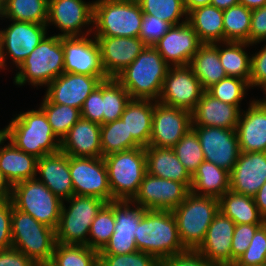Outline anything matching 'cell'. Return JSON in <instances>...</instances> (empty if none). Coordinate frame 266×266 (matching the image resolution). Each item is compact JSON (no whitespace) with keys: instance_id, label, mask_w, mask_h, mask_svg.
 Segmentation results:
<instances>
[{"instance_id":"cell-53","label":"cell","mask_w":266,"mask_h":266,"mask_svg":"<svg viewBox=\"0 0 266 266\" xmlns=\"http://www.w3.org/2000/svg\"><path fill=\"white\" fill-rule=\"evenodd\" d=\"M159 266H215L197 250H186L159 261Z\"/></svg>"},{"instance_id":"cell-16","label":"cell","mask_w":266,"mask_h":266,"mask_svg":"<svg viewBox=\"0 0 266 266\" xmlns=\"http://www.w3.org/2000/svg\"><path fill=\"white\" fill-rule=\"evenodd\" d=\"M64 73L108 77L103 69L101 50L93 34L62 37Z\"/></svg>"},{"instance_id":"cell-64","label":"cell","mask_w":266,"mask_h":266,"mask_svg":"<svg viewBox=\"0 0 266 266\" xmlns=\"http://www.w3.org/2000/svg\"><path fill=\"white\" fill-rule=\"evenodd\" d=\"M35 266H56L51 260L36 263Z\"/></svg>"},{"instance_id":"cell-47","label":"cell","mask_w":266,"mask_h":266,"mask_svg":"<svg viewBox=\"0 0 266 266\" xmlns=\"http://www.w3.org/2000/svg\"><path fill=\"white\" fill-rule=\"evenodd\" d=\"M266 263V222L260 226L246 251L233 266H257Z\"/></svg>"},{"instance_id":"cell-2","label":"cell","mask_w":266,"mask_h":266,"mask_svg":"<svg viewBox=\"0 0 266 266\" xmlns=\"http://www.w3.org/2000/svg\"><path fill=\"white\" fill-rule=\"evenodd\" d=\"M63 57L62 37L48 33L13 72V84L19 88L26 84L34 89L45 88L64 73Z\"/></svg>"},{"instance_id":"cell-34","label":"cell","mask_w":266,"mask_h":266,"mask_svg":"<svg viewBox=\"0 0 266 266\" xmlns=\"http://www.w3.org/2000/svg\"><path fill=\"white\" fill-rule=\"evenodd\" d=\"M227 76L238 77L249 83L251 74V50L254 46L245 42L212 43ZM249 52H248V51Z\"/></svg>"},{"instance_id":"cell-31","label":"cell","mask_w":266,"mask_h":266,"mask_svg":"<svg viewBox=\"0 0 266 266\" xmlns=\"http://www.w3.org/2000/svg\"><path fill=\"white\" fill-rule=\"evenodd\" d=\"M153 112L154 100L131 99L121 115L128 128V135H132V138L144 148L149 146Z\"/></svg>"},{"instance_id":"cell-33","label":"cell","mask_w":266,"mask_h":266,"mask_svg":"<svg viewBox=\"0 0 266 266\" xmlns=\"http://www.w3.org/2000/svg\"><path fill=\"white\" fill-rule=\"evenodd\" d=\"M187 22L203 43L224 42L223 10L215 6H201L187 14Z\"/></svg>"},{"instance_id":"cell-35","label":"cell","mask_w":266,"mask_h":266,"mask_svg":"<svg viewBox=\"0 0 266 266\" xmlns=\"http://www.w3.org/2000/svg\"><path fill=\"white\" fill-rule=\"evenodd\" d=\"M190 66L204 91L227 77L219 59L218 49L212 43L202 44L199 47Z\"/></svg>"},{"instance_id":"cell-23","label":"cell","mask_w":266,"mask_h":266,"mask_svg":"<svg viewBox=\"0 0 266 266\" xmlns=\"http://www.w3.org/2000/svg\"><path fill=\"white\" fill-rule=\"evenodd\" d=\"M266 182V152H240L230 172V190L254 197Z\"/></svg>"},{"instance_id":"cell-44","label":"cell","mask_w":266,"mask_h":266,"mask_svg":"<svg viewBox=\"0 0 266 266\" xmlns=\"http://www.w3.org/2000/svg\"><path fill=\"white\" fill-rule=\"evenodd\" d=\"M143 14H150L157 18L178 25L187 21V12L183 0H137Z\"/></svg>"},{"instance_id":"cell-11","label":"cell","mask_w":266,"mask_h":266,"mask_svg":"<svg viewBox=\"0 0 266 266\" xmlns=\"http://www.w3.org/2000/svg\"><path fill=\"white\" fill-rule=\"evenodd\" d=\"M10 200L16 209L31 215L37 221L55 230L57 229L63 201L37 178L13 185Z\"/></svg>"},{"instance_id":"cell-9","label":"cell","mask_w":266,"mask_h":266,"mask_svg":"<svg viewBox=\"0 0 266 266\" xmlns=\"http://www.w3.org/2000/svg\"><path fill=\"white\" fill-rule=\"evenodd\" d=\"M1 21L7 22L5 25L8 26L4 25V28H0V72L6 70L5 74L7 71L13 73V70H16L42 39L51 32L46 24Z\"/></svg>"},{"instance_id":"cell-43","label":"cell","mask_w":266,"mask_h":266,"mask_svg":"<svg viewBox=\"0 0 266 266\" xmlns=\"http://www.w3.org/2000/svg\"><path fill=\"white\" fill-rule=\"evenodd\" d=\"M99 252L85 245L55 244L51 261L56 266H92Z\"/></svg>"},{"instance_id":"cell-55","label":"cell","mask_w":266,"mask_h":266,"mask_svg":"<svg viewBox=\"0 0 266 266\" xmlns=\"http://www.w3.org/2000/svg\"><path fill=\"white\" fill-rule=\"evenodd\" d=\"M266 41V5L252 9L249 44Z\"/></svg>"},{"instance_id":"cell-46","label":"cell","mask_w":266,"mask_h":266,"mask_svg":"<svg viewBox=\"0 0 266 266\" xmlns=\"http://www.w3.org/2000/svg\"><path fill=\"white\" fill-rule=\"evenodd\" d=\"M113 209L106 203L91 223L88 246L100 252L108 243L115 230Z\"/></svg>"},{"instance_id":"cell-56","label":"cell","mask_w":266,"mask_h":266,"mask_svg":"<svg viewBox=\"0 0 266 266\" xmlns=\"http://www.w3.org/2000/svg\"><path fill=\"white\" fill-rule=\"evenodd\" d=\"M36 263L17 249L0 251V266H35Z\"/></svg>"},{"instance_id":"cell-26","label":"cell","mask_w":266,"mask_h":266,"mask_svg":"<svg viewBox=\"0 0 266 266\" xmlns=\"http://www.w3.org/2000/svg\"><path fill=\"white\" fill-rule=\"evenodd\" d=\"M36 178L62 201L74 195L69 170V155L62 151L38 159Z\"/></svg>"},{"instance_id":"cell-25","label":"cell","mask_w":266,"mask_h":266,"mask_svg":"<svg viewBox=\"0 0 266 266\" xmlns=\"http://www.w3.org/2000/svg\"><path fill=\"white\" fill-rule=\"evenodd\" d=\"M246 107L236 126L240 152H266V109L255 97Z\"/></svg>"},{"instance_id":"cell-18","label":"cell","mask_w":266,"mask_h":266,"mask_svg":"<svg viewBox=\"0 0 266 266\" xmlns=\"http://www.w3.org/2000/svg\"><path fill=\"white\" fill-rule=\"evenodd\" d=\"M191 128L199 138L205 161L231 172L240 154L236 129L205 126Z\"/></svg>"},{"instance_id":"cell-10","label":"cell","mask_w":266,"mask_h":266,"mask_svg":"<svg viewBox=\"0 0 266 266\" xmlns=\"http://www.w3.org/2000/svg\"><path fill=\"white\" fill-rule=\"evenodd\" d=\"M12 247L35 263L52 259L56 244L55 229L12 207Z\"/></svg>"},{"instance_id":"cell-37","label":"cell","mask_w":266,"mask_h":266,"mask_svg":"<svg viewBox=\"0 0 266 266\" xmlns=\"http://www.w3.org/2000/svg\"><path fill=\"white\" fill-rule=\"evenodd\" d=\"M48 7L49 0H5L0 5V20L47 24Z\"/></svg>"},{"instance_id":"cell-50","label":"cell","mask_w":266,"mask_h":266,"mask_svg":"<svg viewBox=\"0 0 266 266\" xmlns=\"http://www.w3.org/2000/svg\"><path fill=\"white\" fill-rule=\"evenodd\" d=\"M172 26L171 23L165 22L156 16L143 14L139 38L147 46H153Z\"/></svg>"},{"instance_id":"cell-8","label":"cell","mask_w":266,"mask_h":266,"mask_svg":"<svg viewBox=\"0 0 266 266\" xmlns=\"http://www.w3.org/2000/svg\"><path fill=\"white\" fill-rule=\"evenodd\" d=\"M107 202L91 196L73 195L62 202L56 242L88 246L91 223Z\"/></svg>"},{"instance_id":"cell-20","label":"cell","mask_w":266,"mask_h":266,"mask_svg":"<svg viewBox=\"0 0 266 266\" xmlns=\"http://www.w3.org/2000/svg\"><path fill=\"white\" fill-rule=\"evenodd\" d=\"M109 77H95L84 74L63 73L44 89V96L52 103L82 108L91 92Z\"/></svg>"},{"instance_id":"cell-61","label":"cell","mask_w":266,"mask_h":266,"mask_svg":"<svg viewBox=\"0 0 266 266\" xmlns=\"http://www.w3.org/2000/svg\"><path fill=\"white\" fill-rule=\"evenodd\" d=\"M238 2L251 10L266 5V0H238Z\"/></svg>"},{"instance_id":"cell-28","label":"cell","mask_w":266,"mask_h":266,"mask_svg":"<svg viewBox=\"0 0 266 266\" xmlns=\"http://www.w3.org/2000/svg\"><path fill=\"white\" fill-rule=\"evenodd\" d=\"M240 113L241 110L236 105L215 99L204 91L191 112L192 126L236 129Z\"/></svg>"},{"instance_id":"cell-21","label":"cell","mask_w":266,"mask_h":266,"mask_svg":"<svg viewBox=\"0 0 266 266\" xmlns=\"http://www.w3.org/2000/svg\"><path fill=\"white\" fill-rule=\"evenodd\" d=\"M203 43L193 27L186 21L173 25L153 47L169 66L190 65Z\"/></svg>"},{"instance_id":"cell-40","label":"cell","mask_w":266,"mask_h":266,"mask_svg":"<svg viewBox=\"0 0 266 266\" xmlns=\"http://www.w3.org/2000/svg\"><path fill=\"white\" fill-rule=\"evenodd\" d=\"M42 97L38 106L44 111L53 133L61 141L81 118V111L69 105L52 103L45 96Z\"/></svg>"},{"instance_id":"cell-58","label":"cell","mask_w":266,"mask_h":266,"mask_svg":"<svg viewBox=\"0 0 266 266\" xmlns=\"http://www.w3.org/2000/svg\"><path fill=\"white\" fill-rule=\"evenodd\" d=\"M12 186L9 184L2 171L0 170V202L11 198Z\"/></svg>"},{"instance_id":"cell-6","label":"cell","mask_w":266,"mask_h":266,"mask_svg":"<svg viewBox=\"0 0 266 266\" xmlns=\"http://www.w3.org/2000/svg\"><path fill=\"white\" fill-rule=\"evenodd\" d=\"M219 212V199L189 193L172 213L176 219L180 241L186 250H197L207 229Z\"/></svg>"},{"instance_id":"cell-45","label":"cell","mask_w":266,"mask_h":266,"mask_svg":"<svg viewBox=\"0 0 266 266\" xmlns=\"http://www.w3.org/2000/svg\"><path fill=\"white\" fill-rule=\"evenodd\" d=\"M172 149L191 176L205 160L199 138L192 128L188 130Z\"/></svg>"},{"instance_id":"cell-22","label":"cell","mask_w":266,"mask_h":266,"mask_svg":"<svg viewBox=\"0 0 266 266\" xmlns=\"http://www.w3.org/2000/svg\"><path fill=\"white\" fill-rule=\"evenodd\" d=\"M235 226L232 219L219 211L197 251L215 266H232L231 242Z\"/></svg>"},{"instance_id":"cell-7","label":"cell","mask_w":266,"mask_h":266,"mask_svg":"<svg viewBox=\"0 0 266 266\" xmlns=\"http://www.w3.org/2000/svg\"><path fill=\"white\" fill-rule=\"evenodd\" d=\"M103 159L108 171L112 201L132 200L147 173L145 148L111 153Z\"/></svg>"},{"instance_id":"cell-65","label":"cell","mask_w":266,"mask_h":266,"mask_svg":"<svg viewBox=\"0 0 266 266\" xmlns=\"http://www.w3.org/2000/svg\"><path fill=\"white\" fill-rule=\"evenodd\" d=\"M92 266H106L103 261L98 258Z\"/></svg>"},{"instance_id":"cell-29","label":"cell","mask_w":266,"mask_h":266,"mask_svg":"<svg viewBox=\"0 0 266 266\" xmlns=\"http://www.w3.org/2000/svg\"><path fill=\"white\" fill-rule=\"evenodd\" d=\"M145 153L147 173L159 178L182 182L190 189L192 176L178 160L172 148L147 146Z\"/></svg>"},{"instance_id":"cell-39","label":"cell","mask_w":266,"mask_h":266,"mask_svg":"<svg viewBox=\"0 0 266 266\" xmlns=\"http://www.w3.org/2000/svg\"><path fill=\"white\" fill-rule=\"evenodd\" d=\"M100 139L102 157L111 153L141 147L132 138V135H128L126 123L121 118L106 124H101Z\"/></svg>"},{"instance_id":"cell-38","label":"cell","mask_w":266,"mask_h":266,"mask_svg":"<svg viewBox=\"0 0 266 266\" xmlns=\"http://www.w3.org/2000/svg\"><path fill=\"white\" fill-rule=\"evenodd\" d=\"M251 13L241 4L223 10L224 42L249 43Z\"/></svg>"},{"instance_id":"cell-27","label":"cell","mask_w":266,"mask_h":266,"mask_svg":"<svg viewBox=\"0 0 266 266\" xmlns=\"http://www.w3.org/2000/svg\"><path fill=\"white\" fill-rule=\"evenodd\" d=\"M101 125L81 117L60 141V151L73 157H102Z\"/></svg>"},{"instance_id":"cell-66","label":"cell","mask_w":266,"mask_h":266,"mask_svg":"<svg viewBox=\"0 0 266 266\" xmlns=\"http://www.w3.org/2000/svg\"><path fill=\"white\" fill-rule=\"evenodd\" d=\"M257 266H266V263H263V264H261V265H257Z\"/></svg>"},{"instance_id":"cell-15","label":"cell","mask_w":266,"mask_h":266,"mask_svg":"<svg viewBox=\"0 0 266 266\" xmlns=\"http://www.w3.org/2000/svg\"><path fill=\"white\" fill-rule=\"evenodd\" d=\"M114 212L115 230L99 254H129L138 251L135 243L137 225L146 209L131 200H114L107 203Z\"/></svg>"},{"instance_id":"cell-41","label":"cell","mask_w":266,"mask_h":266,"mask_svg":"<svg viewBox=\"0 0 266 266\" xmlns=\"http://www.w3.org/2000/svg\"><path fill=\"white\" fill-rule=\"evenodd\" d=\"M131 99L127 90L115 78L104 80L103 124L120 119Z\"/></svg>"},{"instance_id":"cell-60","label":"cell","mask_w":266,"mask_h":266,"mask_svg":"<svg viewBox=\"0 0 266 266\" xmlns=\"http://www.w3.org/2000/svg\"><path fill=\"white\" fill-rule=\"evenodd\" d=\"M238 4H239L238 0H211L210 5L215 6L218 9L225 10V9H228L229 7H232Z\"/></svg>"},{"instance_id":"cell-17","label":"cell","mask_w":266,"mask_h":266,"mask_svg":"<svg viewBox=\"0 0 266 266\" xmlns=\"http://www.w3.org/2000/svg\"><path fill=\"white\" fill-rule=\"evenodd\" d=\"M190 193L182 182L146 173L137 194L131 200L146 210H174Z\"/></svg>"},{"instance_id":"cell-13","label":"cell","mask_w":266,"mask_h":266,"mask_svg":"<svg viewBox=\"0 0 266 266\" xmlns=\"http://www.w3.org/2000/svg\"><path fill=\"white\" fill-rule=\"evenodd\" d=\"M69 170L74 195H83L112 201L108 171L103 157L69 156Z\"/></svg>"},{"instance_id":"cell-52","label":"cell","mask_w":266,"mask_h":266,"mask_svg":"<svg viewBox=\"0 0 266 266\" xmlns=\"http://www.w3.org/2000/svg\"><path fill=\"white\" fill-rule=\"evenodd\" d=\"M80 111L81 117L103 124V81L86 98Z\"/></svg>"},{"instance_id":"cell-62","label":"cell","mask_w":266,"mask_h":266,"mask_svg":"<svg viewBox=\"0 0 266 266\" xmlns=\"http://www.w3.org/2000/svg\"><path fill=\"white\" fill-rule=\"evenodd\" d=\"M8 141V124L0 128V149Z\"/></svg>"},{"instance_id":"cell-49","label":"cell","mask_w":266,"mask_h":266,"mask_svg":"<svg viewBox=\"0 0 266 266\" xmlns=\"http://www.w3.org/2000/svg\"><path fill=\"white\" fill-rule=\"evenodd\" d=\"M263 43V45L261 44ZM260 44V45H259ZM257 47L260 48L256 50ZM259 45V46H258ZM256 51L251 53V74L249 86L251 89L266 88V41L253 44Z\"/></svg>"},{"instance_id":"cell-19","label":"cell","mask_w":266,"mask_h":266,"mask_svg":"<svg viewBox=\"0 0 266 266\" xmlns=\"http://www.w3.org/2000/svg\"><path fill=\"white\" fill-rule=\"evenodd\" d=\"M192 127L191 112L154 100L149 146L172 148Z\"/></svg>"},{"instance_id":"cell-14","label":"cell","mask_w":266,"mask_h":266,"mask_svg":"<svg viewBox=\"0 0 266 266\" xmlns=\"http://www.w3.org/2000/svg\"><path fill=\"white\" fill-rule=\"evenodd\" d=\"M203 92L190 65L170 66L158 102L192 112Z\"/></svg>"},{"instance_id":"cell-63","label":"cell","mask_w":266,"mask_h":266,"mask_svg":"<svg viewBox=\"0 0 266 266\" xmlns=\"http://www.w3.org/2000/svg\"><path fill=\"white\" fill-rule=\"evenodd\" d=\"M262 93H263V97L264 98H258V96H256V99L263 105V107L266 109V88L265 89H262L260 90Z\"/></svg>"},{"instance_id":"cell-5","label":"cell","mask_w":266,"mask_h":266,"mask_svg":"<svg viewBox=\"0 0 266 266\" xmlns=\"http://www.w3.org/2000/svg\"><path fill=\"white\" fill-rule=\"evenodd\" d=\"M143 12L137 0H94L95 37H139Z\"/></svg>"},{"instance_id":"cell-59","label":"cell","mask_w":266,"mask_h":266,"mask_svg":"<svg viewBox=\"0 0 266 266\" xmlns=\"http://www.w3.org/2000/svg\"><path fill=\"white\" fill-rule=\"evenodd\" d=\"M184 8L187 14L198 7L207 6L211 4V0H183Z\"/></svg>"},{"instance_id":"cell-4","label":"cell","mask_w":266,"mask_h":266,"mask_svg":"<svg viewBox=\"0 0 266 266\" xmlns=\"http://www.w3.org/2000/svg\"><path fill=\"white\" fill-rule=\"evenodd\" d=\"M137 249L153 255L158 261L186 251L180 241L172 211L145 210L137 225Z\"/></svg>"},{"instance_id":"cell-36","label":"cell","mask_w":266,"mask_h":266,"mask_svg":"<svg viewBox=\"0 0 266 266\" xmlns=\"http://www.w3.org/2000/svg\"><path fill=\"white\" fill-rule=\"evenodd\" d=\"M219 211L232 219L235 224H264L254 197L234 193L229 190L219 198Z\"/></svg>"},{"instance_id":"cell-57","label":"cell","mask_w":266,"mask_h":266,"mask_svg":"<svg viewBox=\"0 0 266 266\" xmlns=\"http://www.w3.org/2000/svg\"><path fill=\"white\" fill-rule=\"evenodd\" d=\"M254 200L260 214L266 220V182L258 190L257 194L254 196Z\"/></svg>"},{"instance_id":"cell-42","label":"cell","mask_w":266,"mask_h":266,"mask_svg":"<svg viewBox=\"0 0 266 266\" xmlns=\"http://www.w3.org/2000/svg\"><path fill=\"white\" fill-rule=\"evenodd\" d=\"M248 91L251 92V88L246 80L231 76H227L206 90L215 99L230 105H236L240 110H242L241 104L244 105L243 100L248 105L254 99L250 97L249 102H247L245 98H247Z\"/></svg>"},{"instance_id":"cell-1","label":"cell","mask_w":266,"mask_h":266,"mask_svg":"<svg viewBox=\"0 0 266 266\" xmlns=\"http://www.w3.org/2000/svg\"><path fill=\"white\" fill-rule=\"evenodd\" d=\"M8 121V140L18 149L40 159L60 151V140L55 136L44 111L34 109L19 111Z\"/></svg>"},{"instance_id":"cell-54","label":"cell","mask_w":266,"mask_h":266,"mask_svg":"<svg viewBox=\"0 0 266 266\" xmlns=\"http://www.w3.org/2000/svg\"><path fill=\"white\" fill-rule=\"evenodd\" d=\"M12 201L0 202V251L12 248Z\"/></svg>"},{"instance_id":"cell-30","label":"cell","mask_w":266,"mask_h":266,"mask_svg":"<svg viewBox=\"0 0 266 266\" xmlns=\"http://www.w3.org/2000/svg\"><path fill=\"white\" fill-rule=\"evenodd\" d=\"M38 158L18 149L8 140L0 149V170L11 186L36 178Z\"/></svg>"},{"instance_id":"cell-48","label":"cell","mask_w":266,"mask_h":266,"mask_svg":"<svg viewBox=\"0 0 266 266\" xmlns=\"http://www.w3.org/2000/svg\"><path fill=\"white\" fill-rule=\"evenodd\" d=\"M106 266H159V261L151 254L135 251L129 254H99Z\"/></svg>"},{"instance_id":"cell-51","label":"cell","mask_w":266,"mask_h":266,"mask_svg":"<svg viewBox=\"0 0 266 266\" xmlns=\"http://www.w3.org/2000/svg\"><path fill=\"white\" fill-rule=\"evenodd\" d=\"M263 224H237L231 242L232 266L235 261L246 251L256 230Z\"/></svg>"},{"instance_id":"cell-24","label":"cell","mask_w":266,"mask_h":266,"mask_svg":"<svg viewBox=\"0 0 266 266\" xmlns=\"http://www.w3.org/2000/svg\"><path fill=\"white\" fill-rule=\"evenodd\" d=\"M95 38L100 46L103 69L109 78H115L147 46L139 37Z\"/></svg>"},{"instance_id":"cell-3","label":"cell","mask_w":266,"mask_h":266,"mask_svg":"<svg viewBox=\"0 0 266 266\" xmlns=\"http://www.w3.org/2000/svg\"><path fill=\"white\" fill-rule=\"evenodd\" d=\"M169 67L153 46H146L115 79L132 99L158 101Z\"/></svg>"},{"instance_id":"cell-12","label":"cell","mask_w":266,"mask_h":266,"mask_svg":"<svg viewBox=\"0 0 266 266\" xmlns=\"http://www.w3.org/2000/svg\"><path fill=\"white\" fill-rule=\"evenodd\" d=\"M93 15L94 0H49L46 25L59 37L85 36L93 32Z\"/></svg>"},{"instance_id":"cell-32","label":"cell","mask_w":266,"mask_h":266,"mask_svg":"<svg viewBox=\"0 0 266 266\" xmlns=\"http://www.w3.org/2000/svg\"><path fill=\"white\" fill-rule=\"evenodd\" d=\"M230 190V172L212 162L203 161L192 175L190 192L220 198Z\"/></svg>"}]
</instances>
